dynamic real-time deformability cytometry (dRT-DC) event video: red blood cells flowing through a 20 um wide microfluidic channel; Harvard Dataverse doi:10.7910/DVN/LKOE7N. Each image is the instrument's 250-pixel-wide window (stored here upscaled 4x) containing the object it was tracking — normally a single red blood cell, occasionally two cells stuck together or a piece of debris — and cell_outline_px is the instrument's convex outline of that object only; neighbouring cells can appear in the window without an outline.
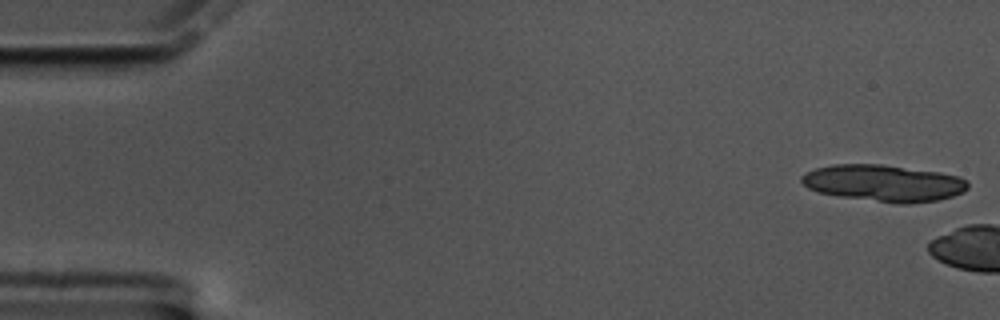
{"species": "common noctule bat (a hibernating species)", "species_latin": "Nyctalus noctula", "temperature_condition": "cold", "stored_images_in_passage": 10, "camera_frame_rate_fps": 3000, "um_per_image_px": 0.085, "animal": {"sex": "male", "body_mass_g": 17.5, "forearm_length_mm": 52.3}, "frame": {"image": 1, "passage_image": 1, "time_ms": 0.0, "image_size_px": [1000, 320], "cell_outline_px": [[968, 188], [964, 192], [952, 196], [936, 200], [908, 204], [896, 204], [840, 196], [816, 192], [808, 188], [800, 180], [800, 176], [816, 168], [836, 164], [880, 164], [940, 172], [956, 176], [968, 180]], "centroid_in_image_um": [75.12, 15.57], "position_along_channel_um": 9.9, "area_um2": 35.55}}